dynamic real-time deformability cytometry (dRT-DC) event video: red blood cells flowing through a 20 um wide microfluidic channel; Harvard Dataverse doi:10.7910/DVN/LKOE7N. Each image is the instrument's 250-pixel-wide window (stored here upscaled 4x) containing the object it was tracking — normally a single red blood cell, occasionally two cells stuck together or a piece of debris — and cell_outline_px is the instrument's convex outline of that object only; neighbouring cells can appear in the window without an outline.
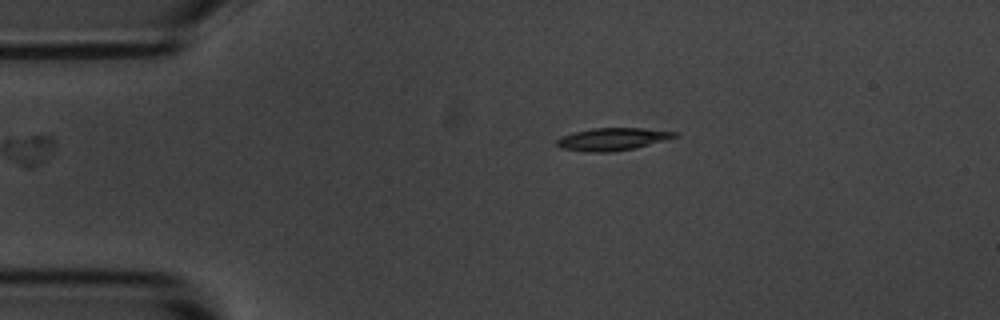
{"species": "common noctule bat (a hibernating species)", "species_latin": "Nyctalus noctula", "temperature_condition": "room temperature", "stored_images_in_passage": 6, "camera_frame_rate_fps": 3000, "um_per_image_px": 0.085, "animal": {"sex": "male", "body_mass_g": 20.1, "forearm_length_mm": 53.5}, "frame": {"image": 1, "passage_image": 2, "time_ms": 1.333, "image_size_px": [1000, 320], "cell_outline_px": [[680, 136], [636, 148], [612, 152], [588, 152], [560, 148], [556, 144], [556, 140], [560, 136], [572, 132], [592, 128], [644, 128], [680, 132]], "centroid_in_image_um": [52.08, 11.82], "position_along_channel_um": 32.9, "area_um2": 15.78}}
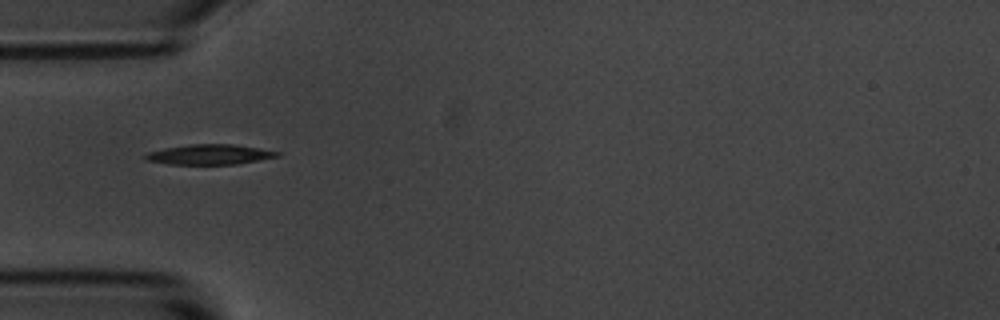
{"frame": {"image": 2, "passage_image": 4, "time_ms": 3.333, "image_size_px": [1000, 320], "cell_outline_px": [[280, 156], [240, 164], [168, 164], [144, 160], [144, 156], [148, 152], [164, 148], [192, 144], [232, 144], [280, 152]], "centroid_in_image_um": [17.8, 13.14], "position_along_channel_um": 67.2, "area_um2": 15.37}}
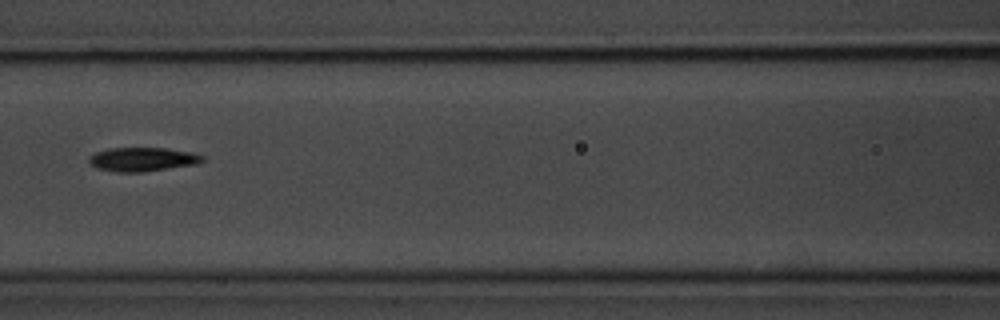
{"frame": {"image": 3, "passage_image": 6, "time_ms": 5.667, "image_size_px": [1000, 320], "cell_outline_px": [[204, 160], [196, 164], [140, 172], [116, 172], [96, 168], [88, 160], [88, 156], [96, 152], [108, 148], [164, 148], [192, 152], [204, 156]], "centroid_in_image_um": [12.09, 13.54], "position_along_channel_um": 154.5, "area_um2": 15.72}}